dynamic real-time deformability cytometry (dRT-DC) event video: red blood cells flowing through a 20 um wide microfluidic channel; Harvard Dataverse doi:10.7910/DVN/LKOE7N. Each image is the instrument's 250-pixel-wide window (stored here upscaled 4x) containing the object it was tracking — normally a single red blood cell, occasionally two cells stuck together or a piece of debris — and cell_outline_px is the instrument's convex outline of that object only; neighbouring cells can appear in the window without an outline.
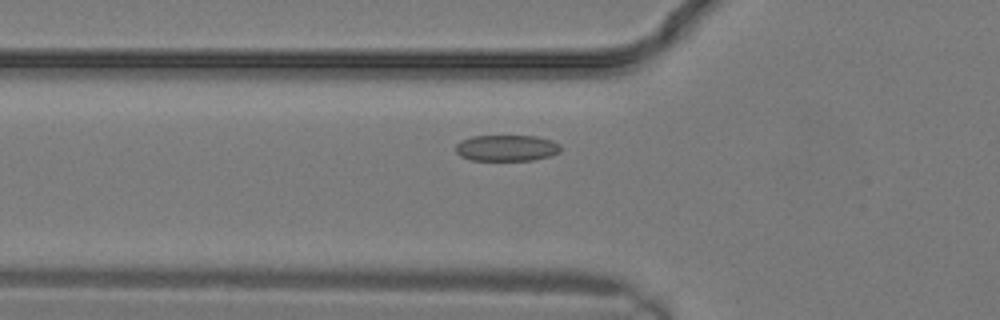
{"species": "common noctule bat (a hibernating species)", "species_latin": "Nyctalus noctula", "temperature_condition": "warm", "stored_images_in_passage": 9, "camera_frame_rate_fps": 3000, "um_per_image_px": 0.085, "animal": {"sex": "male", "body_mass_g": 19.2, "forearm_length_mm": 51.8}, "frame": {"image": 1, "passage_image": 2, "time_ms": 0.333, "image_size_px": [1000, 320], "cell_outline_px": [[560, 152], [548, 156], [532, 160], [468, 160], [460, 156], [456, 152], [456, 144], [460, 140], [472, 136], [536, 136], [552, 140], [560, 144]], "centroid_in_image_um": [43.03, 12.58], "position_along_channel_um": 82.8, "area_um2": 16.07}}
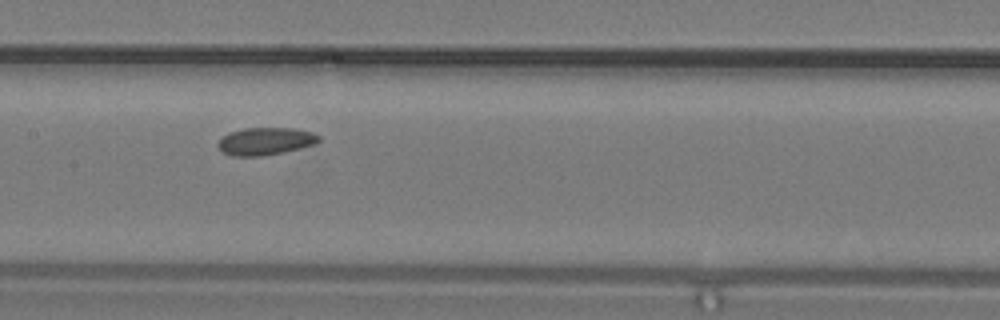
{"frame": {"image": 2, "passage_image": 6, "time_ms": 1.667, "image_size_px": [1000, 320], "cell_outline_px": [[320, 140], [316, 144], [284, 152], [260, 156], [232, 156], [220, 152], [216, 144], [228, 132], [244, 128], [296, 128], [312, 132], [320, 136]], "centroid_in_image_um": [22.55, 12.0], "position_along_channel_um": 184.9, "area_um2": 16.36}}
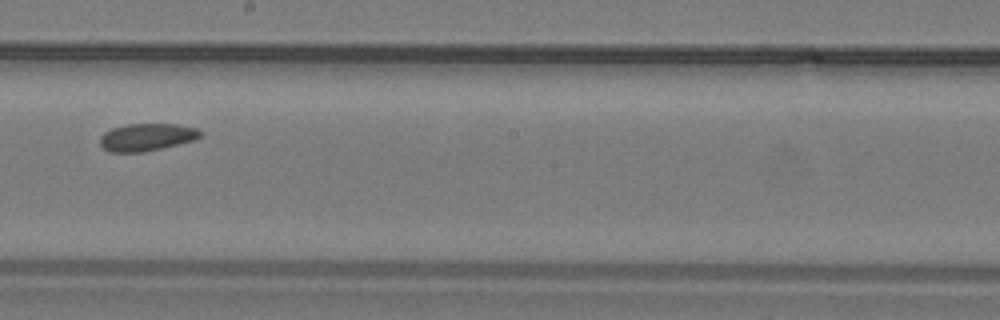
{"frame": {"image": 3, "passage_image": 8, "time_ms": 2.333, "image_size_px": [1000, 320], "cell_outline_px": [[204, 132], [196, 140], [144, 152], [108, 152], [100, 144], [100, 136], [104, 132], [112, 128], [128, 124], [176, 124], [196, 128]], "centroid_in_image_um": [12.48, 11.66], "position_along_channel_um": 235.7, "area_um2": 16.13}}